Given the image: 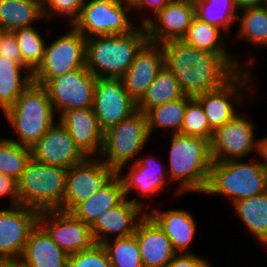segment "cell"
<instances>
[{"label":"cell","mask_w":267,"mask_h":267,"mask_svg":"<svg viewBox=\"0 0 267 267\" xmlns=\"http://www.w3.org/2000/svg\"><path fill=\"white\" fill-rule=\"evenodd\" d=\"M171 0H130V5L135 11H141L148 7L152 8L153 16L158 14Z\"/></svg>","instance_id":"cell-44"},{"label":"cell","mask_w":267,"mask_h":267,"mask_svg":"<svg viewBox=\"0 0 267 267\" xmlns=\"http://www.w3.org/2000/svg\"><path fill=\"white\" fill-rule=\"evenodd\" d=\"M234 1L239 10L246 7L260 6V0H234Z\"/></svg>","instance_id":"cell-46"},{"label":"cell","mask_w":267,"mask_h":267,"mask_svg":"<svg viewBox=\"0 0 267 267\" xmlns=\"http://www.w3.org/2000/svg\"><path fill=\"white\" fill-rule=\"evenodd\" d=\"M22 55L23 62L34 72L42 63L46 42L35 26L13 31Z\"/></svg>","instance_id":"cell-37"},{"label":"cell","mask_w":267,"mask_h":267,"mask_svg":"<svg viewBox=\"0 0 267 267\" xmlns=\"http://www.w3.org/2000/svg\"><path fill=\"white\" fill-rule=\"evenodd\" d=\"M68 267H112L108 253L102 244L69 254Z\"/></svg>","instance_id":"cell-39"},{"label":"cell","mask_w":267,"mask_h":267,"mask_svg":"<svg viewBox=\"0 0 267 267\" xmlns=\"http://www.w3.org/2000/svg\"><path fill=\"white\" fill-rule=\"evenodd\" d=\"M84 0L73 26L87 39L94 36L123 35L134 30L127 10L128 0Z\"/></svg>","instance_id":"cell-8"},{"label":"cell","mask_w":267,"mask_h":267,"mask_svg":"<svg viewBox=\"0 0 267 267\" xmlns=\"http://www.w3.org/2000/svg\"><path fill=\"white\" fill-rule=\"evenodd\" d=\"M68 169L28 161L17 180L20 205L37 211L61 210L64 200Z\"/></svg>","instance_id":"cell-6"},{"label":"cell","mask_w":267,"mask_h":267,"mask_svg":"<svg viewBox=\"0 0 267 267\" xmlns=\"http://www.w3.org/2000/svg\"><path fill=\"white\" fill-rule=\"evenodd\" d=\"M195 16L229 34L232 23L237 21L239 9L234 0H193Z\"/></svg>","instance_id":"cell-33"},{"label":"cell","mask_w":267,"mask_h":267,"mask_svg":"<svg viewBox=\"0 0 267 267\" xmlns=\"http://www.w3.org/2000/svg\"><path fill=\"white\" fill-rule=\"evenodd\" d=\"M256 153H258L260 158L263 160L258 161L262 168L267 172V136L263 137L261 140H257ZM263 161V162H262Z\"/></svg>","instance_id":"cell-45"},{"label":"cell","mask_w":267,"mask_h":267,"mask_svg":"<svg viewBox=\"0 0 267 267\" xmlns=\"http://www.w3.org/2000/svg\"><path fill=\"white\" fill-rule=\"evenodd\" d=\"M150 138L146 113L134 112L104 132V143L99 158L116 172L124 165L137 162L142 148Z\"/></svg>","instance_id":"cell-7"},{"label":"cell","mask_w":267,"mask_h":267,"mask_svg":"<svg viewBox=\"0 0 267 267\" xmlns=\"http://www.w3.org/2000/svg\"><path fill=\"white\" fill-rule=\"evenodd\" d=\"M117 172L99 157H87L68 169L61 210L70 212L77 204L87 200L106 185Z\"/></svg>","instance_id":"cell-12"},{"label":"cell","mask_w":267,"mask_h":267,"mask_svg":"<svg viewBox=\"0 0 267 267\" xmlns=\"http://www.w3.org/2000/svg\"><path fill=\"white\" fill-rule=\"evenodd\" d=\"M34 2H37L38 4H40L41 6H43L47 0H32Z\"/></svg>","instance_id":"cell-49"},{"label":"cell","mask_w":267,"mask_h":267,"mask_svg":"<svg viewBox=\"0 0 267 267\" xmlns=\"http://www.w3.org/2000/svg\"><path fill=\"white\" fill-rule=\"evenodd\" d=\"M164 66L177 78L184 95L196 96L220 88L238 71L221 55L200 50L183 40L161 43Z\"/></svg>","instance_id":"cell-1"},{"label":"cell","mask_w":267,"mask_h":267,"mask_svg":"<svg viewBox=\"0 0 267 267\" xmlns=\"http://www.w3.org/2000/svg\"><path fill=\"white\" fill-rule=\"evenodd\" d=\"M131 164L124 165L117 171L123 184L125 197H128L133 189H137L138 195L145 198L154 197L167 188L166 185L169 183L167 169H164L160 162L158 163L157 158L151 155L145 158L140 156L137 162L133 161ZM125 166H130V170H128L127 175L122 176V170Z\"/></svg>","instance_id":"cell-22"},{"label":"cell","mask_w":267,"mask_h":267,"mask_svg":"<svg viewBox=\"0 0 267 267\" xmlns=\"http://www.w3.org/2000/svg\"><path fill=\"white\" fill-rule=\"evenodd\" d=\"M164 67L161 44L147 42L136 54L128 71L121 77L127 93L137 103Z\"/></svg>","instance_id":"cell-20"},{"label":"cell","mask_w":267,"mask_h":267,"mask_svg":"<svg viewBox=\"0 0 267 267\" xmlns=\"http://www.w3.org/2000/svg\"><path fill=\"white\" fill-rule=\"evenodd\" d=\"M45 87L55 113L92 108L96 77L84 66L57 78H33Z\"/></svg>","instance_id":"cell-9"},{"label":"cell","mask_w":267,"mask_h":267,"mask_svg":"<svg viewBox=\"0 0 267 267\" xmlns=\"http://www.w3.org/2000/svg\"><path fill=\"white\" fill-rule=\"evenodd\" d=\"M252 72V68H244L220 88L195 97L202 105L208 124L213 131L238 114L237 104L238 106L239 103L243 104L246 92L251 91L252 84L249 82L252 81Z\"/></svg>","instance_id":"cell-10"},{"label":"cell","mask_w":267,"mask_h":267,"mask_svg":"<svg viewBox=\"0 0 267 267\" xmlns=\"http://www.w3.org/2000/svg\"><path fill=\"white\" fill-rule=\"evenodd\" d=\"M71 30L45 47L42 63L33 78H57L85 66L86 38L72 24Z\"/></svg>","instance_id":"cell-11"},{"label":"cell","mask_w":267,"mask_h":267,"mask_svg":"<svg viewBox=\"0 0 267 267\" xmlns=\"http://www.w3.org/2000/svg\"><path fill=\"white\" fill-rule=\"evenodd\" d=\"M92 108L105 132L136 112L137 103L125 90L121 78H96Z\"/></svg>","instance_id":"cell-14"},{"label":"cell","mask_w":267,"mask_h":267,"mask_svg":"<svg viewBox=\"0 0 267 267\" xmlns=\"http://www.w3.org/2000/svg\"><path fill=\"white\" fill-rule=\"evenodd\" d=\"M239 113L216 129L210 141L212 161L222 162L230 159L245 158L256 151L255 125Z\"/></svg>","instance_id":"cell-13"},{"label":"cell","mask_w":267,"mask_h":267,"mask_svg":"<svg viewBox=\"0 0 267 267\" xmlns=\"http://www.w3.org/2000/svg\"><path fill=\"white\" fill-rule=\"evenodd\" d=\"M190 98L184 95L182 98L149 109L146 116L150 135L155 128H168L172 131L171 134L180 133L187 101Z\"/></svg>","instance_id":"cell-34"},{"label":"cell","mask_w":267,"mask_h":267,"mask_svg":"<svg viewBox=\"0 0 267 267\" xmlns=\"http://www.w3.org/2000/svg\"><path fill=\"white\" fill-rule=\"evenodd\" d=\"M134 236L144 267H165L177 254L170 239L147 213L140 219Z\"/></svg>","instance_id":"cell-23"},{"label":"cell","mask_w":267,"mask_h":267,"mask_svg":"<svg viewBox=\"0 0 267 267\" xmlns=\"http://www.w3.org/2000/svg\"><path fill=\"white\" fill-rule=\"evenodd\" d=\"M165 267H213L210 262L195 253H177Z\"/></svg>","instance_id":"cell-42"},{"label":"cell","mask_w":267,"mask_h":267,"mask_svg":"<svg viewBox=\"0 0 267 267\" xmlns=\"http://www.w3.org/2000/svg\"><path fill=\"white\" fill-rule=\"evenodd\" d=\"M39 211L18 205L0 209V259L21 258Z\"/></svg>","instance_id":"cell-16"},{"label":"cell","mask_w":267,"mask_h":267,"mask_svg":"<svg viewBox=\"0 0 267 267\" xmlns=\"http://www.w3.org/2000/svg\"><path fill=\"white\" fill-rule=\"evenodd\" d=\"M32 82L33 75L25 67L0 56V109L3 113Z\"/></svg>","instance_id":"cell-28"},{"label":"cell","mask_w":267,"mask_h":267,"mask_svg":"<svg viewBox=\"0 0 267 267\" xmlns=\"http://www.w3.org/2000/svg\"><path fill=\"white\" fill-rule=\"evenodd\" d=\"M123 35L94 36L85 42V67L96 78H121L148 42L145 26Z\"/></svg>","instance_id":"cell-2"},{"label":"cell","mask_w":267,"mask_h":267,"mask_svg":"<svg viewBox=\"0 0 267 267\" xmlns=\"http://www.w3.org/2000/svg\"><path fill=\"white\" fill-rule=\"evenodd\" d=\"M231 205L252 236L267 248V192Z\"/></svg>","instance_id":"cell-29"},{"label":"cell","mask_w":267,"mask_h":267,"mask_svg":"<svg viewBox=\"0 0 267 267\" xmlns=\"http://www.w3.org/2000/svg\"><path fill=\"white\" fill-rule=\"evenodd\" d=\"M83 3L84 0H47L42 6L43 14L46 18L66 17L71 25L79 17Z\"/></svg>","instance_id":"cell-40"},{"label":"cell","mask_w":267,"mask_h":267,"mask_svg":"<svg viewBox=\"0 0 267 267\" xmlns=\"http://www.w3.org/2000/svg\"><path fill=\"white\" fill-rule=\"evenodd\" d=\"M44 19L40 4L32 0H0V30L14 31L19 28L34 26L39 19Z\"/></svg>","instance_id":"cell-30"},{"label":"cell","mask_w":267,"mask_h":267,"mask_svg":"<svg viewBox=\"0 0 267 267\" xmlns=\"http://www.w3.org/2000/svg\"><path fill=\"white\" fill-rule=\"evenodd\" d=\"M237 21L240 23L236 33L238 40H247L250 45L256 47H267V7L254 6L240 9Z\"/></svg>","instance_id":"cell-32"},{"label":"cell","mask_w":267,"mask_h":267,"mask_svg":"<svg viewBox=\"0 0 267 267\" xmlns=\"http://www.w3.org/2000/svg\"><path fill=\"white\" fill-rule=\"evenodd\" d=\"M184 96L177 78L164 66L155 77L143 97L137 102V110L149 109Z\"/></svg>","instance_id":"cell-31"},{"label":"cell","mask_w":267,"mask_h":267,"mask_svg":"<svg viewBox=\"0 0 267 267\" xmlns=\"http://www.w3.org/2000/svg\"><path fill=\"white\" fill-rule=\"evenodd\" d=\"M0 267H10V259L9 260L0 259Z\"/></svg>","instance_id":"cell-48"},{"label":"cell","mask_w":267,"mask_h":267,"mask_svg":"<svg viewBox=\"0 0 267 267\" xmlns=\"http://www.w3.org/2000/svg\"><path fill=\"white\" fill-rule=\"evenodd\" d=\"M4 114L19 139L10 140L28 148L34 146L56 123V113L45 87L34 81Z\"/></svg>","instance_id":"cell-4"},{"label":"cell","mask_w":267,"mask_h":267,"mask_svg":"<svg viewBox=\"0 0 267 267\" xmlns=\"http://www.w3.org/2000/svg\"><path fill=\"white\" fill-rule=\"evenodd\" d=\"M10 267H30L27 263H25L21 258L18 259H10Z\"/></svg>","instance_id":"cell-47"},{"label":"cell","mask_w":267,"mask_h":267,"mask_svg":"<svg viewBox=\"0 0 267 267\" xmlns=\"http://www.w3.org/2000/svg\"><path fill=\"white\" fill-rule=\"evenodd\" d=\"M213 133L202 105L196 98L191 97L187 101L180 134L202 137L211 141Z\"/></svg>","instance_id":"cell-38"},{"label":"cell","mask_w":267,"mask_h":267,"mask_svg":"<svg viewBox=\"0 0 267 267\" xmlns=\"http://www.w3.org/2000/svg\"><path fill=\"white\" fill-rule=\"evenodd\" d=\"M31 157L38 162L66 169L87 158L76 146L69 131L59 121L31 147Z\"/></svg>","instance_id":"cell-19"},{"label":"cell","mask_w":267,"mask_h":267,"mask_svg":"<svg viewBox=\"0 0 267 267\" xmlns=\"http://www.w3.org/2000/svg\"><path fill=\"white\" fill-rule=\"evenodd\" d=\"M267 192V172L258 160L246 162L230 159L214 162L210 166L209 179L203 194L224 195L233 204Z\"/></svg>","instance_id":"cell-5"},{"label":"cell","mask_w":267,"mask_h":267,"mask_svg":"<svg viewBox=\"0 0 267 267\" xmlns=\"http://www.w3.org/2000/svg\"><path fill=\"white\" fill-rule=\"evenodd\" d=\"M124 198L123 184L116 174L100 190L77 204L70 212L84 223L91 225L101 213L118 205Z\"/></svg>","instance_id":"cell-27"},{"label":"cell","mask_w":267,"mask_h":267,"mask_svg":"<svg viewBox=\"0 0 267 267\" xmlns=\"http://www.w3.org/2000/svg\"><path fill=\"white\" fill-rule=\"evenodd\" d=\"M8 196L10 200V207H15L20 205V197L18 193L17 180L4 175L0 171V197Z\"/></svg>","instance_id":"cell-43"},{"label":"cell","mask_w":267,"mask_h":267,"mask_svg":"<svg viewBox=\"0 0 267 267\" xmlns=\"http://www.w3.org/2000/svg\"><path fill=\"white\" fill-rule=\"evenodd\" d=\"M168 176L180 185L175 196L189 192L204 193L209 179L212 158L210 141L202 137L172 134Z\"/></svg>","instance_id":"cell-3"},{"label":"cell","mask_w":267,"mask_h":267,"mask_svg":"<svg viewBox=\"0 0 267 267\" xmlns=\"http://www.w3.org/2000/svg\"><path fill=\"white\" fill-rule=\"evenodd\" d=\"M143 206L141 199L128 200L125 197L118 205L106 209L90 225L95 242L102 244L109 240L111 234L114 238L133 236L140 219L147 212L143 211Z\"/></svg>","instance_id":"cell-18"},{"label":"cell","mask_w":267,"mask_h":267,"mask_svg":"<svg viewBox=\"0 0 267 267\" xmlns=\"http://www.w3.org/2000/svg\"><path fill=\"white\" fill-rule=\"evenodd\" d=\"M58 120L70 133L76 146L86 157L96 153L99 157L104 143V131L100 128L93 108L65 110Z\"/></svg>","instance_id":"cell-21"},{"label":"cell","mask_w":267,"mask_h":267,"mask_svg":"<svg viewBox=\"0 0 267 267\" xmlns=\"http://www.w3.org/2000/svg\"><path fill=\"white\" fill-rule=\"evenodd\" d=\"M225 35L227 34L219 27L208 24L195 16L182 40L197 49L221 54L237 71L244 68L251 69V58L247 62L244 61L243 65L227 51Z\"/></svg>","instance_id":"cell-26"},{"label":"cell","mask_w":267,"mask_h":267,"mask_svg":"<svg viewBox=\"0 0 267 267\" xmlns=\"http://www.w3.org/2000/svg\"><path fill=\"white\" fill-rule=\"evenodd\" d=\"M0 56L9 59L12 62L19 63L33 75V71L23 62L17 39L13 31L0 30Z\"/></svg>","instance_id":"cell-41"},{"label":"cell","mask_w":267,"mask_h":267,"mask_svg":"<svg viewBox=\"0 0 267 267\" xmlns=\"http://www.w3.org/2000/svg\"><path fill=\"white\" fill-rule=\"evenodd\" d=\"M146 213L167 235L176 253H193L189 247L196 236L197 224L192 213L184 209H152Z\"/></svg>","instance_id":"cell-24"},{"label":"cell","mask_w":267,"mask_h":267,"mask_svg":"<svg viewBox=\"0 0 267 267\" xmlns=\"http://www.w3.org/2000/svg\"><path fill=\"white\" fill-rule=\"evenodd\" d=\"M30 159L31 148L22 146L10 138L0 139V171L4 175L18 180Z\"/></svg>","instance_id":"cell-36"},{"label":"cell","mask_w":267,"mask_h":267,"mask_svg":"<svg viewBox=\"0 0 267 267\" xmlns=\"http://www.w3.org/2000/svg\"><path fill=\"white\" fill-rule=\"evenodd\" d=\"M260 6L267 7V0H260Z\"/></svg>","instance_id":"cell-50"},{"label":"cell","mask_w":267,"mask_h":267,"mask_svg":"<svg viewBox=\"0 0 267 267\" xmlns=\"http://www.w3.org/2000/svg\"><path fill=\"white\" fill-rule=\"evenodd\" d=\"M112 267H144L136 237L111 238L102 243Z\"/></svg>","instance_id":"cell-35"},{"label":"cell","mask_w":267,"mask_h":267,"mask_svg":"<svg viewBox=\"0 0 267 267\" xmlns=\"http://www.w3.org/2000/svg\"><path fill=\"white\" fill-rule=\"evenodd\" d=\"M195 17L193 0H171L152 18L144 17L148 41L161 44L169 40H182Z\"/></svg>","instance_id":"cell-17"},{"label":"cell","mask_w":267,"mask_h":267,"mask_svg":"<svg viewBox=\"0 0 267 267\" xmlns=\"http://www.w3.org/2000/svg\"><path fill=\"white\" fill-rule=\"evenodd\" d=\"M68 258L39 223L31 230L21 256L30 267H68Z\"/></svg>","instance_id":"cell-25"},{"label":"cell","mask_w":267,"mask_h":267,"mask_svg":"<svg viewBox=\"0 0 267 267\" xmlns=\"http://www.w3.org/2000/svg\"><path fill=\"white\" fill-rule=\"evenodd\" d=\"M38 223L68 255L91 248L96 242L89 224L60 209L40 211Z\"/></svg>","instance_id":"cell-15"}]
</instances>
